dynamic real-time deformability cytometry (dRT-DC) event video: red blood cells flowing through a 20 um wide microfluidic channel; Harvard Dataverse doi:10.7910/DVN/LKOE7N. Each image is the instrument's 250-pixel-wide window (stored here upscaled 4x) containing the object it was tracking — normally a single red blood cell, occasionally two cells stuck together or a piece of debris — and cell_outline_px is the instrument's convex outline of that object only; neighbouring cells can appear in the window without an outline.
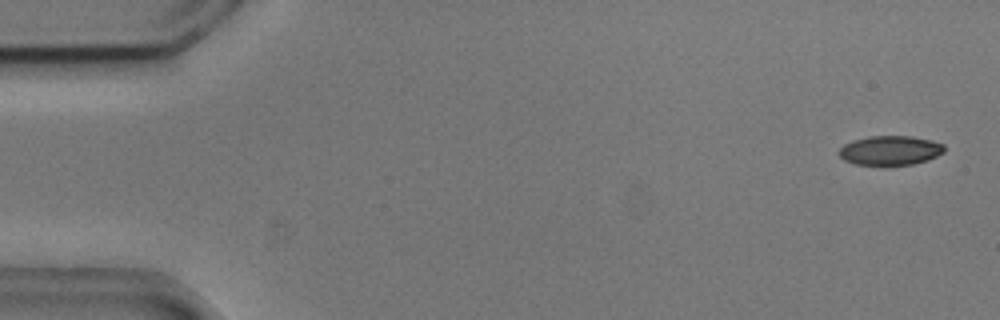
{"species": "common noctule bat (a hibernating species)", "species_latin": "Nyctalus noctula", "temperature_condition": "cold", "stored_images_in_passage": 5, "camera_frame_rate_fps": 3000, "um_per_image_px": 0.085, "animal": {"sex": "male", "body_mass_g": 20.5, "forearm_length_mm": 52.5}, "frame": {"image": 1, "passage_image": 1, "time_ms": 0.0, "image_size_px": [1000, 320], "cell_outline_px": [[944, 152], [928, 160], [912, 164], [856, 164], [844, 160], [836, 152], [844, 144], [852, 140], [868, 136], [912, 136], [932, 140], [944, 144]], "centroid_in_image_um": [75.66, 12.76], "position_along_channel_um": 9.3, "area_um2": 17.98}}